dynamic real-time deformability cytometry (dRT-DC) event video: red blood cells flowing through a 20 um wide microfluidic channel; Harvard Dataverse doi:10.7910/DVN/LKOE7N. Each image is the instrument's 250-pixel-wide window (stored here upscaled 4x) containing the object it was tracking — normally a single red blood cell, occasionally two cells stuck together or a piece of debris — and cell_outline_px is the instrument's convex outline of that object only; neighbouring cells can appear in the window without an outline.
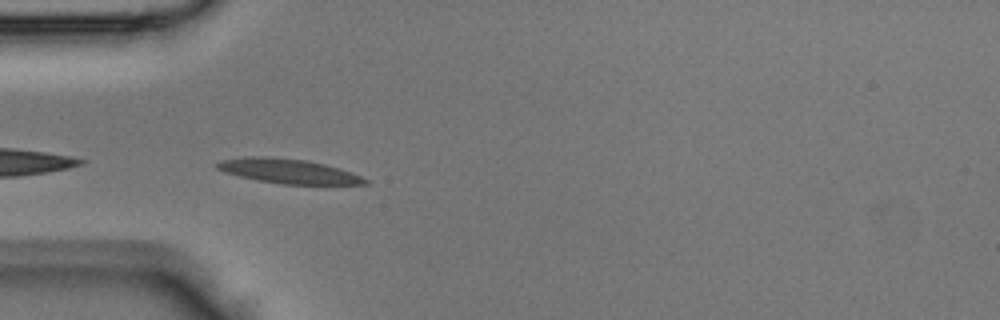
{"species": "Egyptian fruit bat (a non-hibernating species)", "species_latin": "Rousettus aegyptiacus", "temperature_condition": "room temperature", "stored_images_in_passage": 9, "camera_frame_rate_fps": 3000, "um_per_image_px": 0.085, "animal": {"sex": "male"}, "frame": {"image": 1, "passage_image": 1, "time_ms": 0.0, "image_size_px": [1000, 320], "cell_outline_px": [[368, 184], [284, 184], [256, 180], [224, 172], [216, 168], [216, 164], [220, 160], [248, 156], [264, 156], [304, 160], [324, 164], [340, 168], [360, 176], [368, 180]], "centroid_in_image_um": [24.47, 14.54], "position_along_channel_um": 60.5, "area_um2": 20.92}}
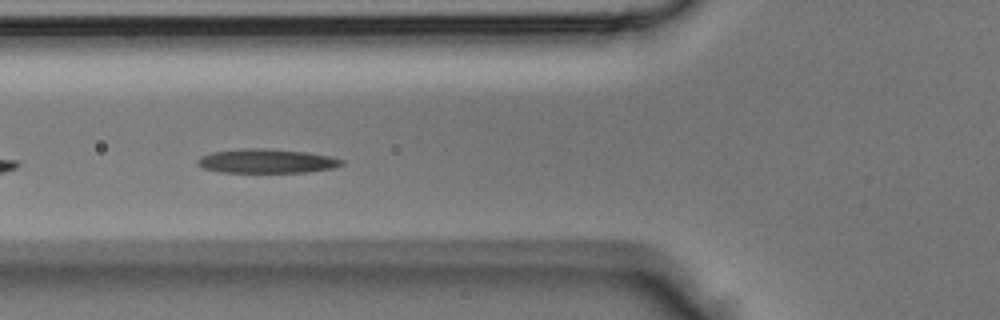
{"frame": {"image": 2, "passage_image": 4, "time_ms": 1.0, "image_size_px": [1000, 320], "cell_outline_px": [[344, 164], [332, 168], [308, 172], [220, 172], [200, 168], [196, 164], [196, 160], [200, 156], [212, 152], [240, 148], [264, 148], [308, 152], [332, 156], [344, 160]], "centroid_in_image_um": [22.63, 13.68], "position_along_channel_um": 103.2, "area_um2": 20.58}}
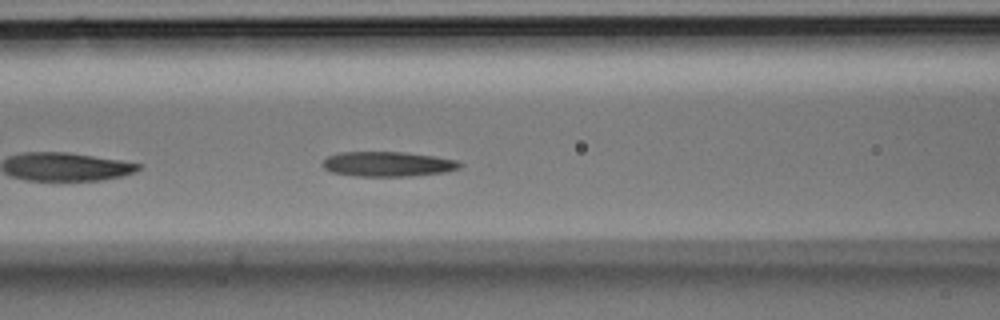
{"frame": {"image": 3, "passage_image": 6, "time_ms": 1.667, "image_size_px": [1000, 320], "cell_outline_px": [[464, 164], [460, 168], [448, 172], [412, 176], [356, 176], [332, 172], [324, 168], [320, 164], [328, 156], [340, 152], [404, 152], [432, 156], [456, 160]], "centroid_in_image_um": [32.98, 13.95], "position_along_channel_um": 133.6, "area_um2": 20.0}}